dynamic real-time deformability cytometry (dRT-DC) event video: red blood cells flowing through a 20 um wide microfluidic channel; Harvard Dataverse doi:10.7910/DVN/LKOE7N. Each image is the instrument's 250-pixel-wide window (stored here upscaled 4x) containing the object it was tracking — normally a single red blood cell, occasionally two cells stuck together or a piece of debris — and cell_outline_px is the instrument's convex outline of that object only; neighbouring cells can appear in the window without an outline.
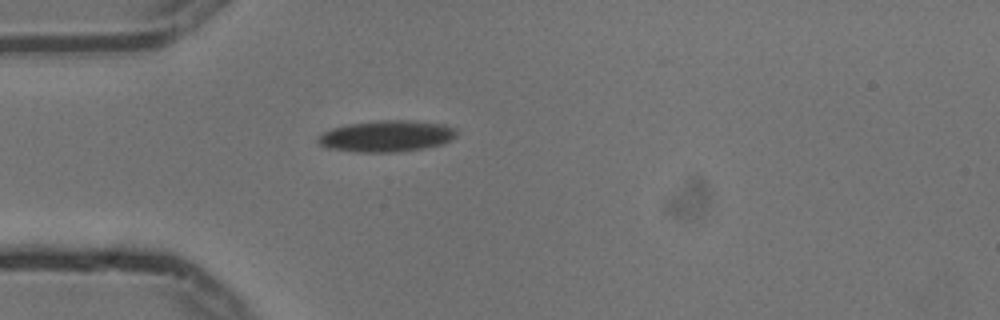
{"species": "common noctule bat (a hibernating species)", "species_latin": "Nyctalus noctula", "temperature_condition": "cold", "stored_images_in_passage": 4, "camera_frame_rate_fps": 3000, "um_per_image_px": 0.085, "animal": {"sex": "male", "body_mass_g": 13.3}, "frame": {"image": 1, "passage_image": 1, "time_ms": 0.0, "image_size_px": [1000, 320], "cell_outline_px": [[456, 136], [440, 144], [420, 148], [396, 152], [356, 152], [328, 148], [320, 144], [316, 140], [324, 132], [332, 128], [348, 124], [376, 120], [408, 120], [444, 124], [456, 128]], "centroid_in_image_um": [32.83, 11.56], "position_along_channel_um": 52.2, "area_um2": 25.09}}
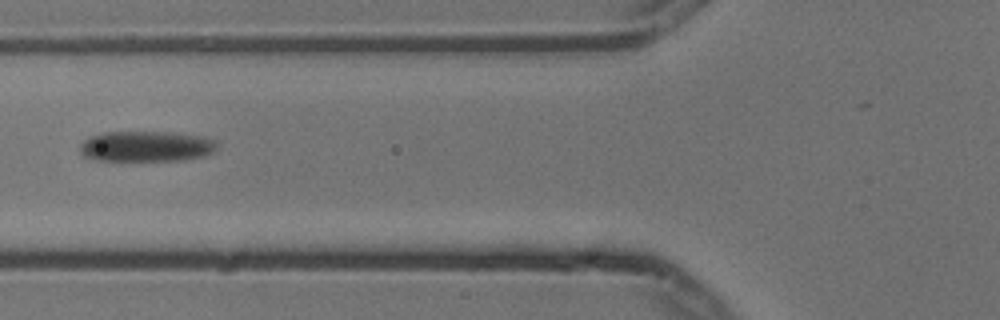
{"frame": {"image": 2, "passage_image": 3, "time_ms": 0.667, "image_size_px": [1000, 320], "cell_outline_px": [[216, 148], [212, 152], [204, 156], [184, 160], [96, 160], [84, 156], [80, 152], [80, 144], [88, 136], [104, 132], [172, 132], [200, 136], [216, 140]], "centroid_in_image_um": [12.41, 12.43], "position_along_channel_um": 113.4, "area_um2": 24.45}}
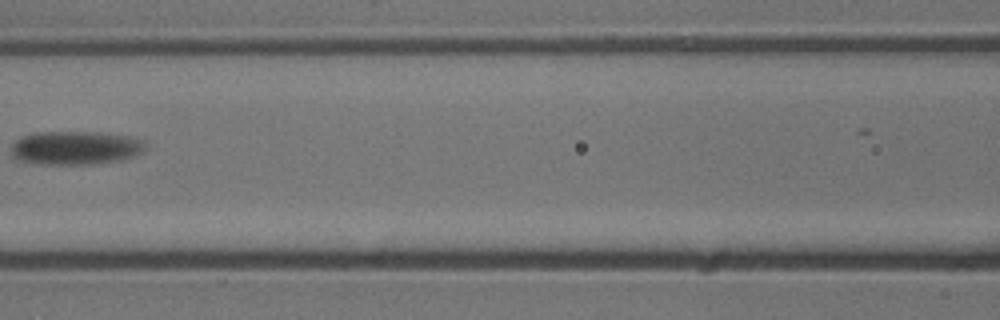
{"frame": {"image": 3, "passage_image": 4, "time_ms": 1.0, "image_size_px": [1000, 320], "cell_outline_px": [[148, 144], [140, 152], [132, 156], [120, 160], [92, 164], [36, 164], [12, 160], [12, 144], [20, 136], [36, 132], [100, 132], [128, 136], [144, 140]], "centroid_in_image_um": [6.35, 12.57], "position_along_channel_um": 160.2, "area_um2": 26.59}}